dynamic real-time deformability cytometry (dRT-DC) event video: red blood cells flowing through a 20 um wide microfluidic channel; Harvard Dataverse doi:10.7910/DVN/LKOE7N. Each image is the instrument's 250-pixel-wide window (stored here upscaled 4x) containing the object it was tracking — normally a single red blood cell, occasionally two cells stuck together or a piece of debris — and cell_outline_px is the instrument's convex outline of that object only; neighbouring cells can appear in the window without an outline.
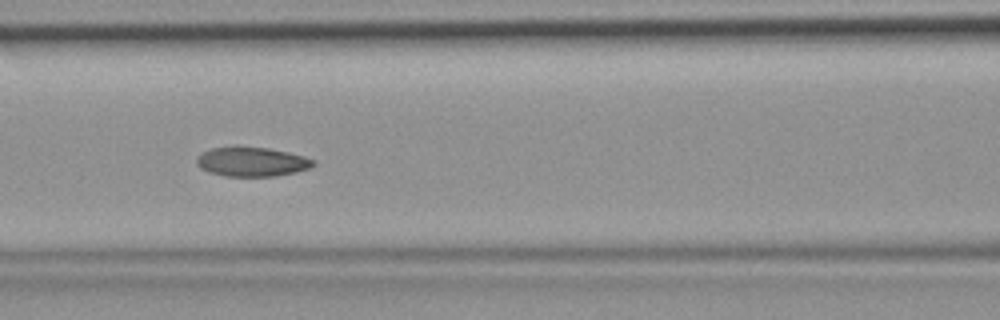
{"species": "common noctule bat (a hibernating species)", "species_latin": "Nyctalus noctula", "temperature_condition": "room temperature", "stored_images_in_passage": 33, "camera_frame_rate_fps": 3000, "um_per_image_px": 0.085, "animal": {"sex": "female", "body_mass_g": 19.9}, "frame": {"image": 1, "passage_image": 15, "time_ms": 4.667, "image_size_px": [1000, 320], "cell_outline_px": [[316, 164], [312, 168], [296, 172], [276, 176], [224, 176], [208, 172], [200, 168], [196, 164], [196, 156], [212, 148], [268, 148], [288, 152], [304, 156], [316, 160]], "centroid_in_image_um": [21.45, 13.77], "position_along_channel_um": 145.2, "area_um2": 19.83}}
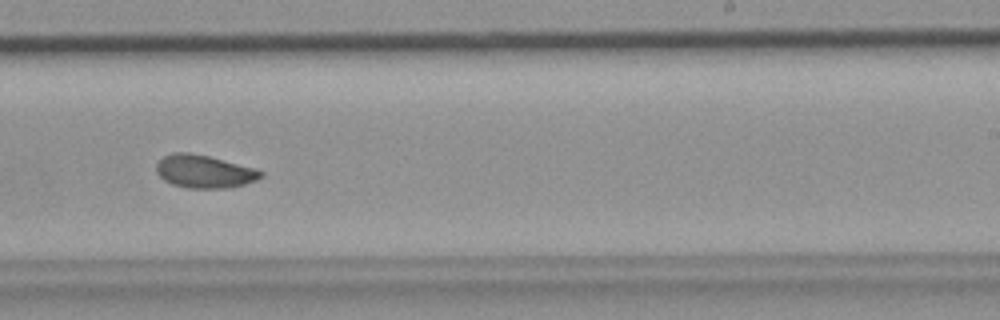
{"frame": {"image": 2, "passage_image": 24, "time_ms": 7.667, "image_size_px": [1000, 320], "cell_outline_px": [[264, 176], [256, 180], [244, 184], [228, 188], [188, 188], [172, 184], [164, 180], [156, 172], [156, 164], [164, 156], [172, 152], [188, 152], [208, 156], [256, 168], [264, 172]], "centroid_in_image_um": [17.37, 14.57], "position_along_channel_um": 271.6, "area_um2": 20.11}}